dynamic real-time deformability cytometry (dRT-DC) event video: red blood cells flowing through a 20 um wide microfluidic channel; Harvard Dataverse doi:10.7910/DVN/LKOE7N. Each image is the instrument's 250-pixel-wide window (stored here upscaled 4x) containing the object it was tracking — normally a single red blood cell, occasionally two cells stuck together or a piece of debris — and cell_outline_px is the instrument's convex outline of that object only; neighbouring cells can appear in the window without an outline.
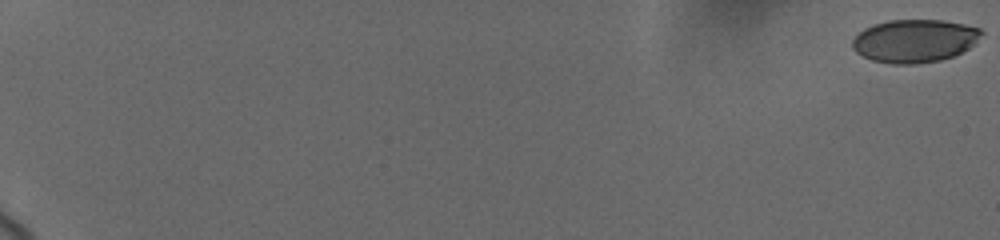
{"species": "human", "species_latin": "Homo sapiens", "temperature_condition": "cold", "stored_images_in_passage": 34, "camera_frame_rate_fps": 3000, "um_per_image_px": 0.085, "donor": {"sex": "female"}, "frame": {"image": 1, "passage_image": 1, "time_ms": 0.0, "image_size_px": [1000, 240], "cell_outline_px": [[984, 32], [968, 48], [952, 56], [940, 60], [912, 64], [892, 64], [872, 60], [856, 52], [852, 48], [852, 40], [864, 28], [888, 20], [944, 20], [964, 24], [980, 28]], "centroid_in_image_um": [77.72, 3.46], "position_along_channel_um": 7.3, "area_um2": 32.08}}
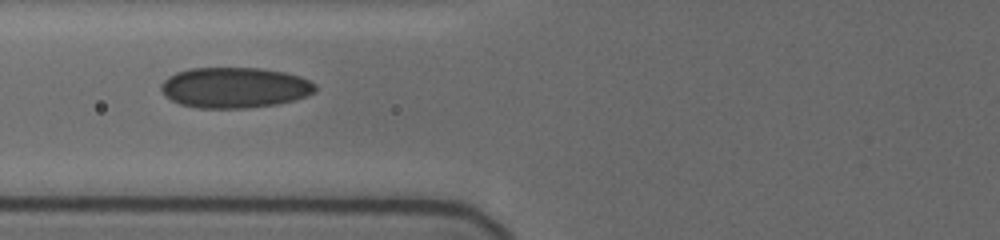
{"frame": {"image": 2, "passage_image": 30, "time_ms": 9.0, "image_size_px": [1000, 240], "cell_outline_px": [[316, 92], [292, 100], [276, 104], [244, 108], [200, 108], [180, 104], [164, 96], [160, 88], [160, 84], [168, 76], [176, 72], [188, 68], [260, 68], [284, 72], [300, 76], [316, 84]], "centroid_in_image_um": [19.91, 7.44], "position_along_channel_um": 105.9, "area_um2": 36.53}}
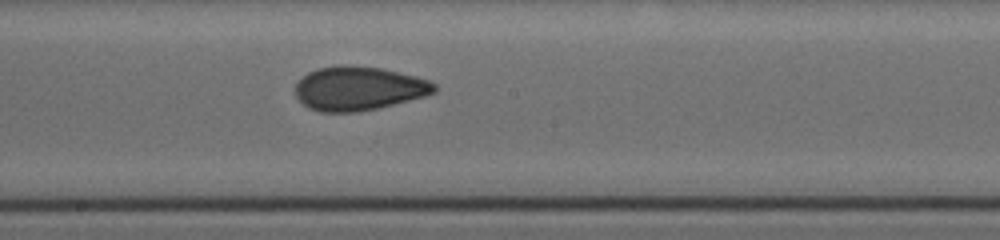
{"frame": {"image": 3, "passage_image": 34, "time_ms": 12.0, "image_size_px": [1000, 240], "cell_outline_px": [[436, 92], [424, 96], [376, 108], [356, 112], [320, 112], [308, 108], [296, 96], [296, 84], [308, 72], [320, 68], [340, 64], [348, 64], [380, 68], [416, 76], [428, 80], [436, 84]], "centroid_in_image_um": [30.48, 7.51], "position_along_channel_um": 217.7, "area_um2": 35.37}}